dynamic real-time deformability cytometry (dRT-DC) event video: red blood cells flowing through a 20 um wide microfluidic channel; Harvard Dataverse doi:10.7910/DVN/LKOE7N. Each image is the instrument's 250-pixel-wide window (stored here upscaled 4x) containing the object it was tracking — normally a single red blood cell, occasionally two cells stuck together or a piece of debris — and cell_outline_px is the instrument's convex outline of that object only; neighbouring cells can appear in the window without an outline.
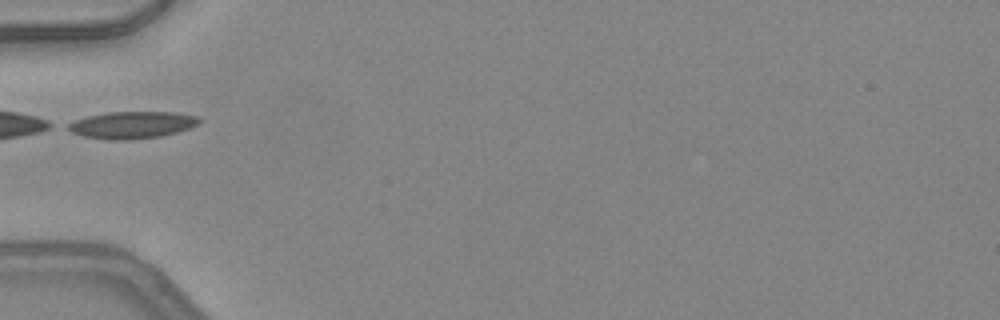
{"species": "common noctule bat (a hibernating species)", "species_latin": "Nyctalus noctula", "temperature_condition": "warm", "stored_images_in_passage": 32, "camera_frame_rate_fps": 3000, "um_per_image_px": 0.085, "animal": {"sex": "female", "body_mass_g": 24.6, "forearm_length_mm": 56.2}, "frame": {"image": 1, "passage_image": 1, "time_ms": 0.0, "image_size_px": [1000, 320], "cell_outline_px": [[200, 124], [176, 132], [160, 136], [128, 140], [112, 140], [84, 136], [72, 132], [64, 128], [68, 124], [76, 120], [88, 116], [108, 112], [176, 112], [196, 116], [200, 120]], "centroid_in_image_um": [11.22, 10.62], "position_along_channel_um": 73.8, "area_um2": 20.52}}